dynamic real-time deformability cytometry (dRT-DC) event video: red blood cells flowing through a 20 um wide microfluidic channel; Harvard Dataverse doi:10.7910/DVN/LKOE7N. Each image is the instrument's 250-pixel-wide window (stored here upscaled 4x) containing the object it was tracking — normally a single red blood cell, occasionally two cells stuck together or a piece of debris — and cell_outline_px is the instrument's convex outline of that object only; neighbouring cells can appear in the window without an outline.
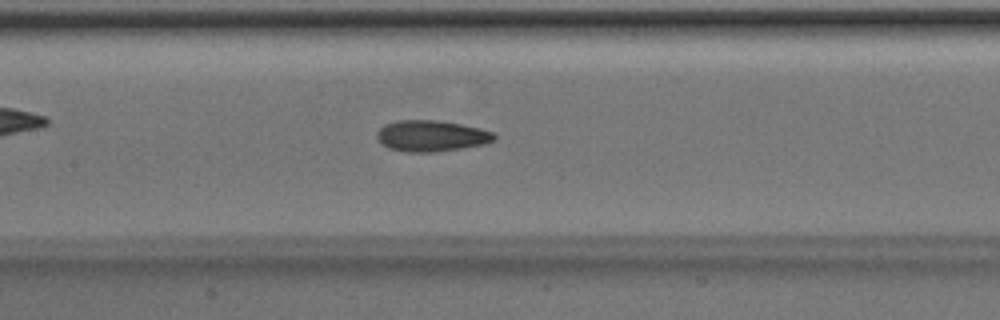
{"species": "Egyptian fruit bat (a non-hibernating species)", "species_latin": "Rousettus aegyptiacus", "temperature_condition": "room temperature", "stored_images_in_passage": 49, "camera_frame_rate_fps": 3000, "um_per_image_px": 0.085, "animal": {"sex": "male"}, "frame": {"image": 1, "passage_image": 23, "time_ms": 7.333, "image_size_px": [1000, 320], "cell_outline_px": [[496, 136], [492, 140], [484, 144], [460, 148], [432, 152], [404, 152], [388, 148], [380, 144], [376, 136], [376, 132], [384, 124], [396, 120], [436, 120], [460, 124], [480, 128], [492, 132]], "centroid_in_image_um": [36.58, 11.55], "position_along_channel_um": 170.8, "area_um2": 21.27}}
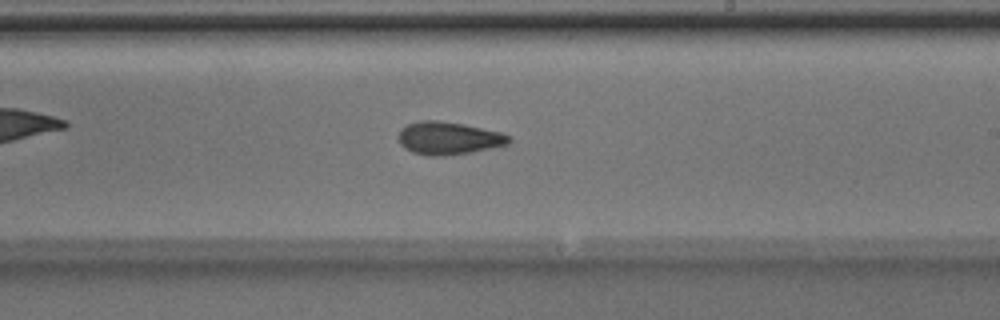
{"frame": {"image": 2, "passage_image": 29, "time_ms": 9.333, "image_size_px": [1000, 320], "cell_outline_px": [[512, 140], [508, 144], [468, 152], [444, 156], [428, 156], [412, 152], [404, 148], [400, 144], [400, 128], [408, 124], [420, 120], [440, 120], [464, 124], [500, 132], [508, 136]], "centroid_in_image_um": [38.09, 11.74], "position_along_channel_um": 250.9, "area_um2": 20.92}}
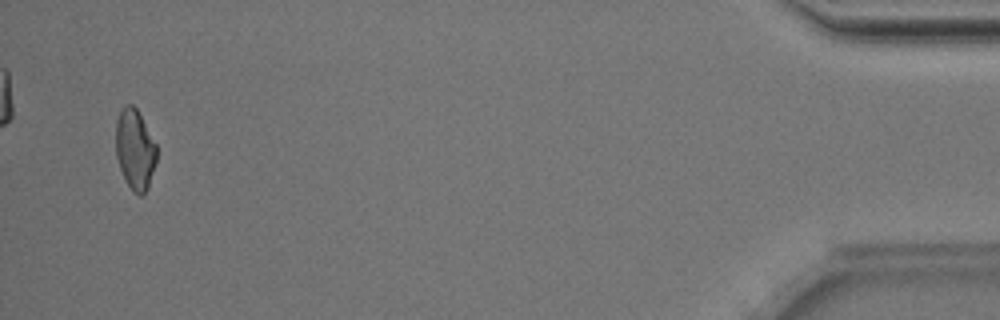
{"frame": {"image": 3, "passage_image": 48, "time_ms": 15.667, "image_size_px": [1000, 320], "cell_outline_px": [[156, 160], [148, 188], [140, 196], [132, 192], [124, 180], [116, 156], [116, 120], [124, 104], [132, 104], [136, 108], [156, 144]], "centroid_in_image_um": [11.45, 12.72], "position_along_channel_um": 423.7, "area_um2": 19.07}, "authors_computed_cell_mechanics": {"area_um2": 20.7502, "velocity_mm_per_s": 4.0328, "shape_relaxation_time_tau1_ms": 4.7049, "shape_relaxation_time_tau2_ms": 4.2499, "deformation_change_tau1": 0.1268, "deformation_change_tau2": 0.1108}}